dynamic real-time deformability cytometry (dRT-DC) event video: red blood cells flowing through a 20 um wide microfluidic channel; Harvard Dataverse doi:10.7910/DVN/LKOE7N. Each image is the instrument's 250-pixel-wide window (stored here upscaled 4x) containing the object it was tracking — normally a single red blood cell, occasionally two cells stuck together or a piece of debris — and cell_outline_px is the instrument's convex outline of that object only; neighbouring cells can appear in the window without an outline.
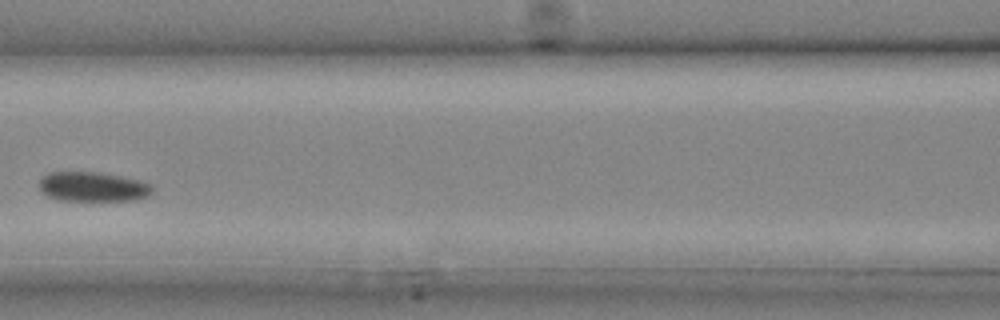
{"species": "common noctule bat (a hibernating species)", "species_latin": "Nyctalus noctula", "temperature_condition": "cold", "stored_images_in_passage": 22, "camera_frame_rate_fps": 3000, "um_per_image_px": 0.085, "animal": {"sex": "male", "body_mass_g": 20.4}, "frame": {"image": 1, "passage_image": 9, "time_ms": 2.667, "image_size_px": [1000, 320], "cell_outline_px": [[152, 192], [148, 196], [136, 200], [60, 200], [48, 196], [40, 188], [40, 180], [48, 172], [100, 172], [140, 180], [152, 184]], "centroid_in_image_um": [7.93, 15.87], "position_along_channel_um": 158.7, "area_um2": 19.42}}
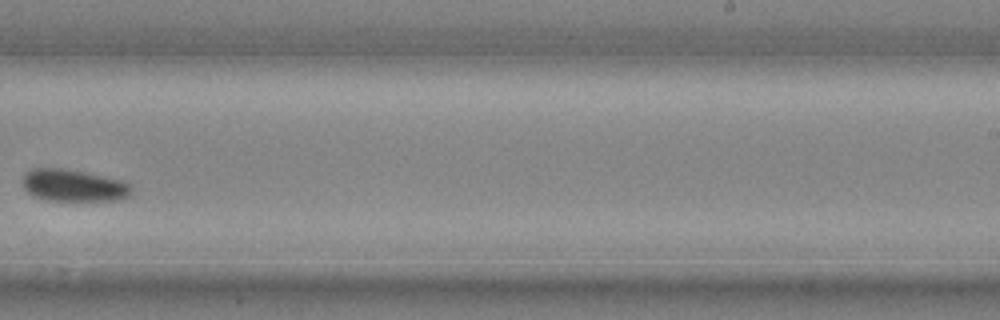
{"frame": {"image": 2, "passage_image": 14, "time_ms": 4.333, "image_size_px": [1000, 320], "cell_outline_px": [[132, 192], [128, 196], [120, 200], [48, 200], [32, 196], [24, 188], [24, 176], [32, 168], [60, 168], [124, 180], [132, 188]], "centroid_in_image_um": [6.27, 15.77], "position_along_channel_um": 282.7, "area_um2": 20.06}}
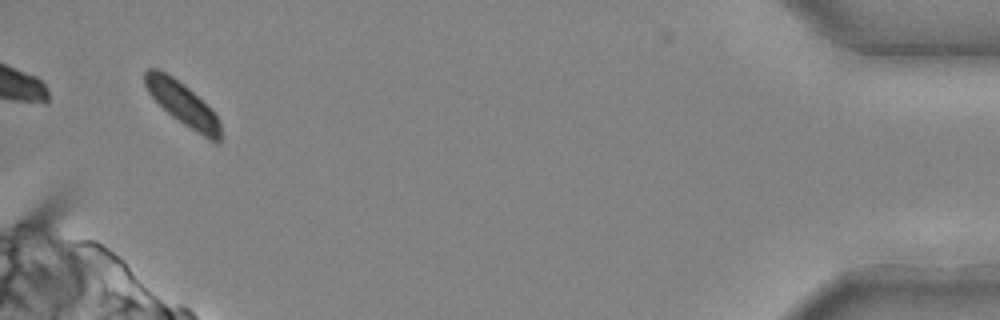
{"frame": {"image": 3, "passage_image": 22, "time_ms": 7.0, "image_size_px": [1000, 320], "cell_outline_px": [[220, 144], [216, 144], [184, 124], [172, 116], [148, 92], [144, 84], [144, 72], [148, 68], [156, 68], [172, 76], [184, 84], [220, 120]], "centroid_in_image_um": [15.5, 8.83], "position_along_channel_um": 419.7, "area_um2": 18.38}}